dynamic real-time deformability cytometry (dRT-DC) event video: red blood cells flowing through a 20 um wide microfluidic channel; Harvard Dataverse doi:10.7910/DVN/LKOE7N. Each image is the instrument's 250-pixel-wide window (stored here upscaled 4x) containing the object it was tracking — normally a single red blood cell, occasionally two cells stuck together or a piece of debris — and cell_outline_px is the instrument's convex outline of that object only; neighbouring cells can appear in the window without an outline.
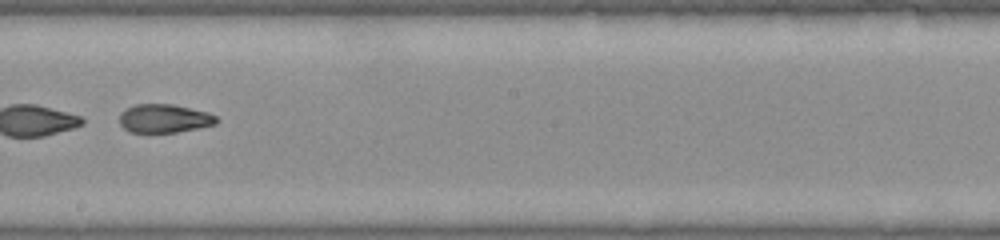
{"species": "common noctule bat (a hibernating species)", "species_latin": "Nyctalus noctula", "temperature_condition": "warm", "stored_images_in_passage": 39, "camera_frame_rate_fps": 3000, "um_per_image_px": 0.085, "animal": {"sex": "female", "body_mass_g": 22.0, "forearm_length_mm": 56.7}, "frame": {"image": 1, "passage_image": 23, "time_ms": 7.333, "image_size_px": [1000, 240], "cell_outline_px": [[220, 120], [216, 124], [176, 132], [128, 132], [120, 124], [120, 112], [136, 104], [172, 104], [208, 112], [216, 116]], "centroid_in_image_um": [13.97, 10.07], "position_along_channel_um": 234.2, "area_um2": 16.07}}
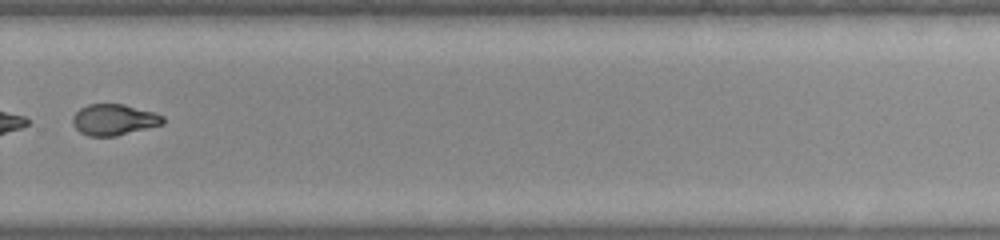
{"frame": {"image": 2, "passage_image": 28, "time_ms": 9.0, "image_size_px": [1000, 240], "cell_outline_px": [[164, 124], [116, 136], [88, 136], [80, 132], [72, 124], [72, 116], [80, 108], [88, 104], [124, 104], [152, 112], [164, 116]], "centroid_in_image_um": [9.67, 10.18], "position_along_channel_um": 320.1, "area_um2": 16.36}}